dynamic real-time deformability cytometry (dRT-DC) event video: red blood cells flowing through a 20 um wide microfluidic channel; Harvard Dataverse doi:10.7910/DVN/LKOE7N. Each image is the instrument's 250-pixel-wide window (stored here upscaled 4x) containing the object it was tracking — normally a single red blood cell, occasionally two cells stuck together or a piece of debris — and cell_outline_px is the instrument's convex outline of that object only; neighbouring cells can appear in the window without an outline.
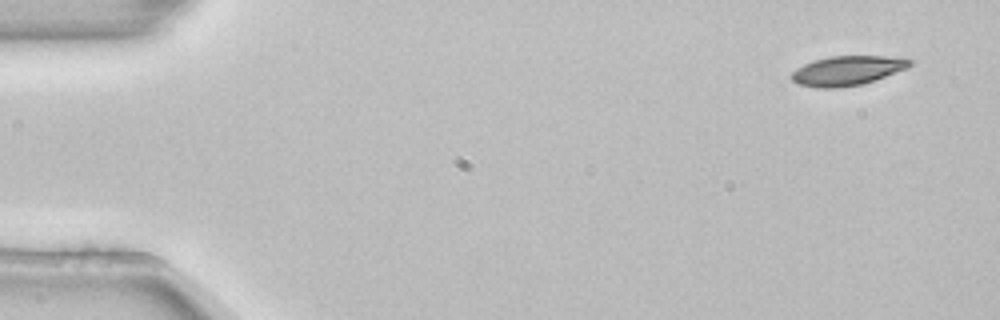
{"species": "common noctule bat (a hibernating species)", "species_latin": "Nyctalus noctula", "temperature_condition": "room temperature", "stored_images_in_passage": 3, "camera_frame_rate_fps": 3000, "um_per_image_px": 0.085, "animal": {"sex": "female", "body_mass_g": 22.7, "forearm_length_mm": 54.2}, "frame": {"image": 1, "passage_image": 1, "time_ms": 0.0, "image_size_px": [1000, 320], "cell_outline_px": [[916, 60], [908, 68], [876, 80], [864, 84], [836, 88], [816, 88], [796, 84], [788, 76], [796, 68], [804, 64], [816, 60], [832, 56], [884, 56]], "centroid_in_image_um": [72.01, 6.02], "position_along_channel_um": 13.0, "area_um2": 20.58}}